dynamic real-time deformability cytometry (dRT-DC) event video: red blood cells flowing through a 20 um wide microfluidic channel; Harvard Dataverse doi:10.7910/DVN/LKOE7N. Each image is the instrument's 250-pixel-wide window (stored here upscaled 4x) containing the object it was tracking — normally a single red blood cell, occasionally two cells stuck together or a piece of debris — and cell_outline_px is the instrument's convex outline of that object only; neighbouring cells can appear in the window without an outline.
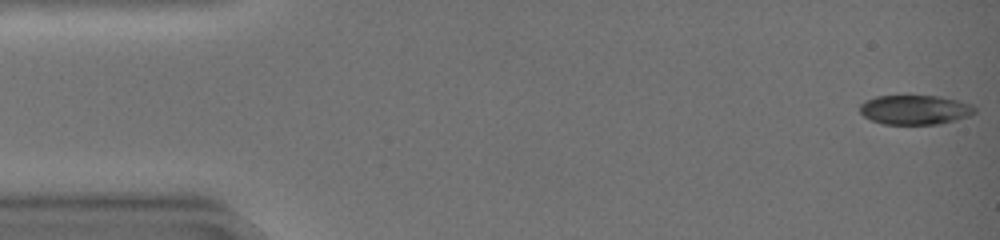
{"species": "common noctule bat (a hibernating species)", "species_latin": "Nyctalus noctula", "temperature_condition": "warm", "stored_images_in_passage": 42, "camera_frame_rate_fps": 3000, "um_per_image_px": 0.085, "animal": {"sex": "female", "body_mass_g": 19.0, "forearm_length_mm": 51.5}, "frame": {"image": 1, "passage_image": 1, "time_ms": 0.0, "image_size_px": [1000, 240], "cell_outline_px": [[976, 112], [968, 116], [936, 124], [884, 124], [872, 120], [864, 116], [860, 112], [860, 104], [864, 100], [876, 96], [936, 96], [956, 100], [972, 104], [976, 108]], "centroid_in_image_um": [77.74, 9.32], "position_along_channel_um": 7.3, "area_um2": 19.54}}
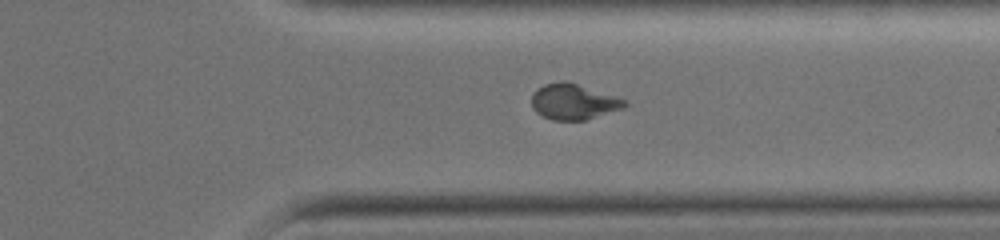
{"frame": {"image": 2, "passage_image": 35, "time_ms": 11.333, "image_size_px": [1000, 240], "cell_outline_px": [[628, 104], [624, 108], [584, 120], [552, 120], [536, 112], [532, 108], [532, 92], [544, 84], [564, 80], [616, 96], [624, 100]], "centroid_in_image_um": [48.73, 8.64], "position_along_channel_um": 362.7, "area_um2": 19.19}}
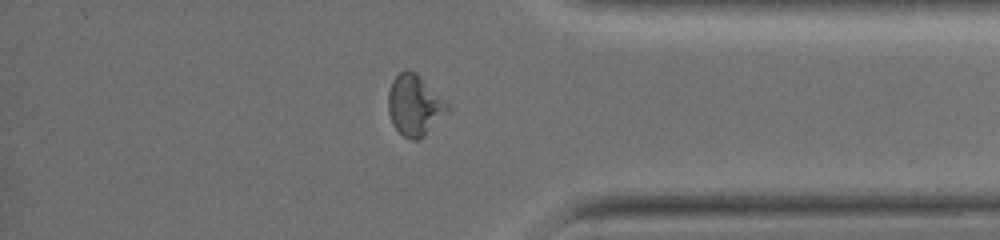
{"frame": {"image": 3, "passage_image": 38, "time_ms": 12.333, "image_size_px": [1000, 240], "cell_outline_px": [[452, 108], [420, 140], [408, 140], [392, 124], [388, 112], [388, 92], [392, 80], [400, 72], [416, 72]], "centroid_in_image_um": [35.23, 8.98], "position_along_channel_um": 400.0, "area_um2": 20.87}}